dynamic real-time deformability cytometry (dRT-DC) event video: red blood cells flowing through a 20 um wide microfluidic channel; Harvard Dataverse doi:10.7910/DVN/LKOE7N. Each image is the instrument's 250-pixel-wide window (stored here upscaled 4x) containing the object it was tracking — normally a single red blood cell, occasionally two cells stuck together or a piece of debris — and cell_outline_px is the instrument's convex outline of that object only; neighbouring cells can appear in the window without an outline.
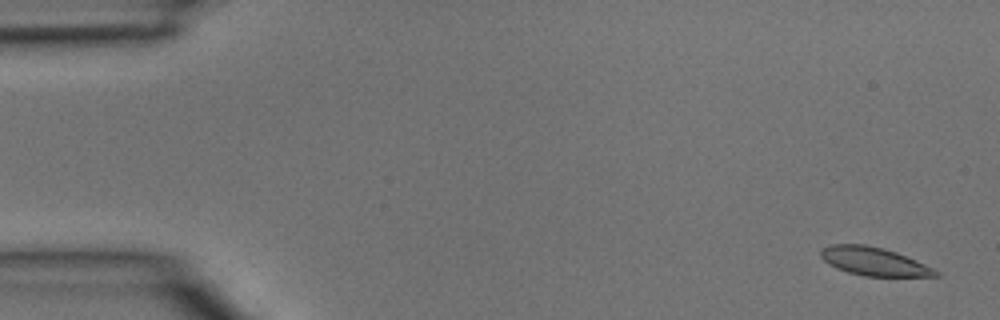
{"species": "common noctule bat (a hibernating species)", "species_latin": "Nyctalus noctula", "temperature_condition": "room temperature", "stored_images_in_passage": 4, "camera_frame_rate_fps": 3000, "um_per_image_px": 0.085, "animal": {"sex": "male", "body_mass_g": 15.6}, "frame": {"image": 1, "passage_image": 1, "time_ms": 0.0, "image_size_px": [1000, 320], "cell_outline_px": [[940, 276], [864, 276], [848, 272], [836, 268], [824, 260], [820, 256], [820, 248], [832, 244], [864, 244], [884, 248], [896, 252], [916, 260], [940, 272]], "centroid_in_image_um": [74.26, 22.21], "position_along_channel_um": 10.7, "area_um2": 18.9}}
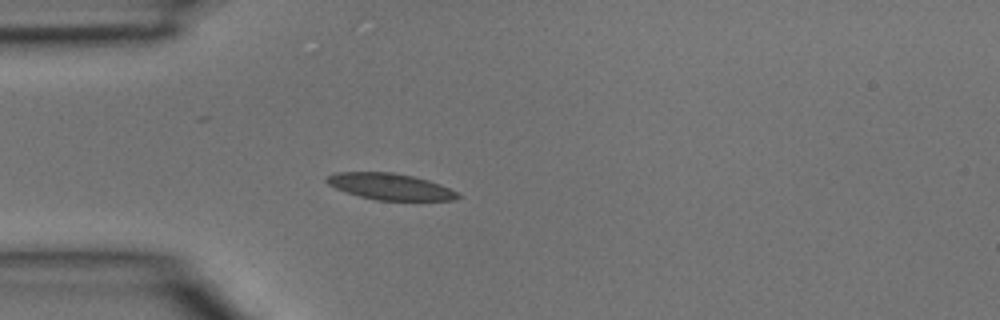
{"frame": {"image": 2, "passage_image": 4, "time_ms": 1.0, "image_size_px": [1000, 320], "cell_outline_px": [[460, 196], [452, 200], [376, 200], [360, 196], [336, 188], [328, 184], [324, 180], [332, 172], [392, 172], [412, 176], [428, 180], [440, 184], [456, 192]], "centroid_in_image_um": [33.12, 15.85], "position_along_channel_um": 51.9, "area_um2": 19.88}}